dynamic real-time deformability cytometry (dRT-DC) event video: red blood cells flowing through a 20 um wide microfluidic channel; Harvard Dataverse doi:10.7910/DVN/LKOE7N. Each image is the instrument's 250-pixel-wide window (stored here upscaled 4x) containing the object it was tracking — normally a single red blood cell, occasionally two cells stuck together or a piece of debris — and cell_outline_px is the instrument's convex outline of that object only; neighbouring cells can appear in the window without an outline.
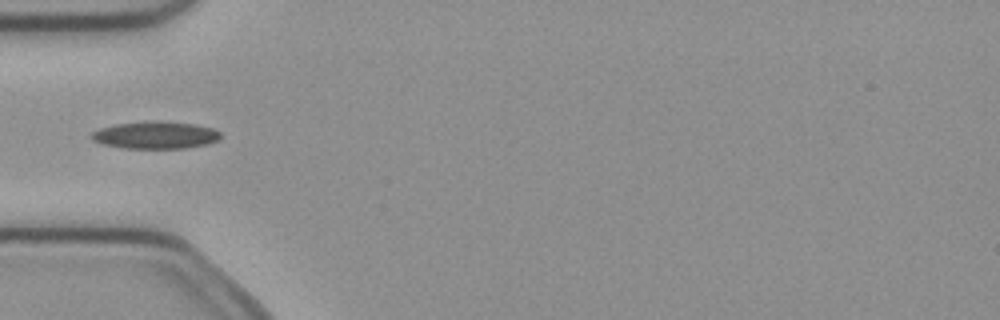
{"species": "common noctule bat (a hibernating species)", "species_latin": "Nyctalus noctula", "temperature_condition": "cold", "stored_images_in_passage": 6, "camera_frame_rate_fps": 3000, "um_per_image_px": 0.085, "animal": {"sex": "female", "body_mass_g": 21.9}, "frame": {"image": 1, "passage_image": 4, "time_ms": 1.0, "image_size_px": [1000, 320], "cell_outline_px": [[220, 140], [208, 144], [184, 148], [124, 148], [100, 144], [92, 140], [88, 136], [92, 132], [100, 128], [116, 124], [144, 120], [160, 120], [196, 124], [212, 128], [220, 132]], "centroid_in_image_um": [13.19, 11.47], "position_along_channel_um": 71.8, "area_um2": 20.98}}
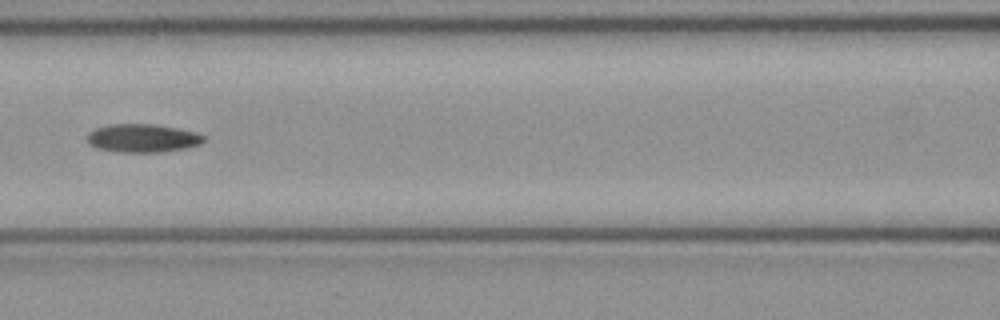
{"frame": {"image": 2, "passage_image": 6, "time_ms": 1.667, "image_size_px": [1000, 320], "cell_outline_px": [[204, 140], [200, 144], [184, 148], [160, 152], [116, 152], [96, 148], [88, 144], [88, 132], [96, 128], [108, 124], [152, 124], [176, 128], [196, 132], [204, 136]], "centroid_in_image_um": [12.08, 11.74], "position_along_channel_um": 154.5, "area_um2": 19.19}}